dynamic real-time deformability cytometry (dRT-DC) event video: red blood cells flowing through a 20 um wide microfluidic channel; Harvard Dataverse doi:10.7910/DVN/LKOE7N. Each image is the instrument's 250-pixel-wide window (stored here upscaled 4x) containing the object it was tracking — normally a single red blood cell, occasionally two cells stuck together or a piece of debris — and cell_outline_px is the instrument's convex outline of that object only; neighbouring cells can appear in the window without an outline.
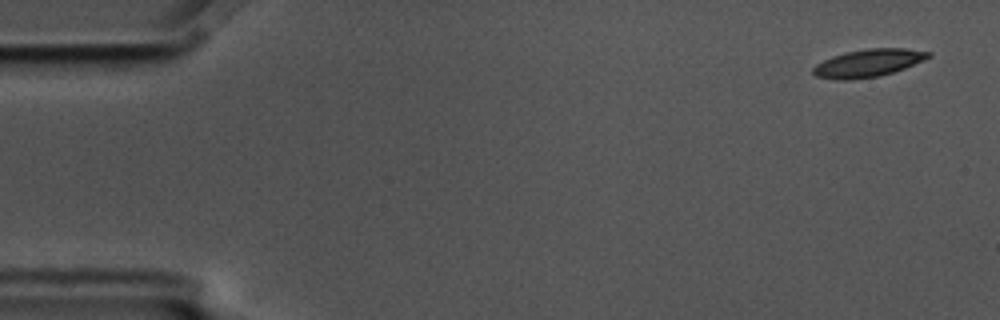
{"species": "common noctule bat (a hibernating species)", "species_latin": "Nyctalus noctula", "temperature_condition": "cold", "stored_images_in_passage": 5, "camera_frame_rate_fps": 3000, "um_per_image_px": 0.085, "animal": {"sex": "male", "body_mass_g": 17.5, "forearm_length_mm": 52.3}, "frame": {"image": 1, "passage_image": 1, "time_ms": 0.0, "image_size_px": [1000, 320], "cell_outline_px": [[932, 56], [924, 60], [904, 68], [892, 72], [876, 76], [848, 80], [836, 80], [816, 76], [812, 72], [812, 68], [816, 64], [832, 56], [844, 52], [868, 48], [908, 48], [932, 52]], "centroid_in_image_um": [73.8, 5.34], "position_along_channel_um": 11.2, "area_um2": 18.61}}
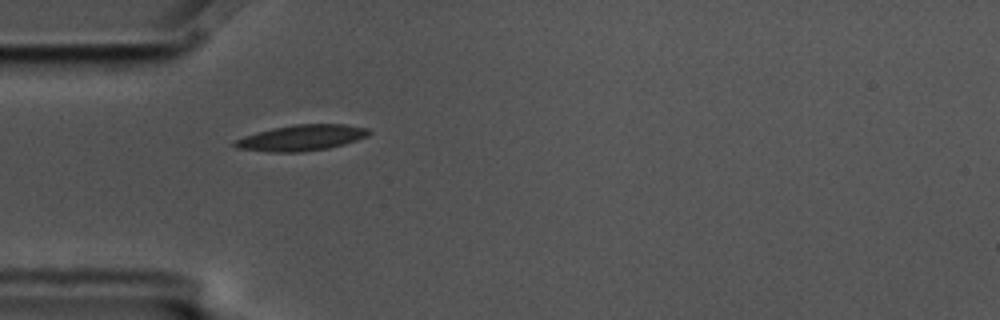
{"frame": {"image": 2, "passage_image": 5, "time_ms": 1.333, "image_size_px": [1000, 320], "cell_outline_px": [[372, 132], [368, 136], [344, 144], [328, 148], [300, 152], [268, 152], [236, 148], [232, 144], [236, 140], [244, 136], [256, 132], [272, 128], [296, 124], [344, 124], [368, 128]], "centroid_in_image_um": [25.63, 11.71], "position_along_channel_um": 59.4, "area_um2": 20.23}}